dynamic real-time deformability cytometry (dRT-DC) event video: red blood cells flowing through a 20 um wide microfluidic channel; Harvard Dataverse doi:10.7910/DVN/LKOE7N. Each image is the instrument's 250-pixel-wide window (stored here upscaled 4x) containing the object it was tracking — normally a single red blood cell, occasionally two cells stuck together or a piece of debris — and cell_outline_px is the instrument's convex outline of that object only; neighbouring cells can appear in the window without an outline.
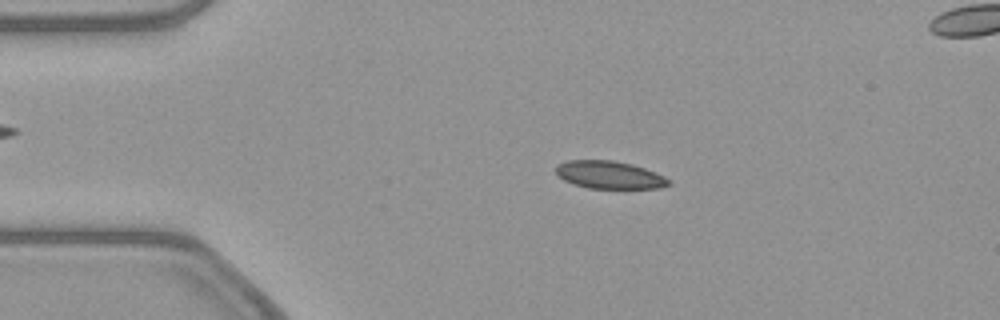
{"species": "common noctule bat (a hibernating species)", "species_latin": "Nyctalus noctula", "temperature_condition": "warm", "stored_images_in_passage": 53, "camera_frame_rate_fps": 3000, "um_per_image_px": 0.085, "animal": {"sex": "female", "body_mass_g": 21.9}, "frame": {"image": 1, "passage_image": 10, "time_ms": 3.0, "image_size_px": [1000, 320], "cell_outline_px": [[672, 184], [660, 188], [588, 188], [572, 184], [564, 180], [556, 172], [556, 164], [568, 160], [612, 160], [632, 164], [644, 168], [664, 176]], "centroid_in_image_um": [51.78, 14.86], "position_along_channel_um": 33.2, "area_um2": 18.15}}
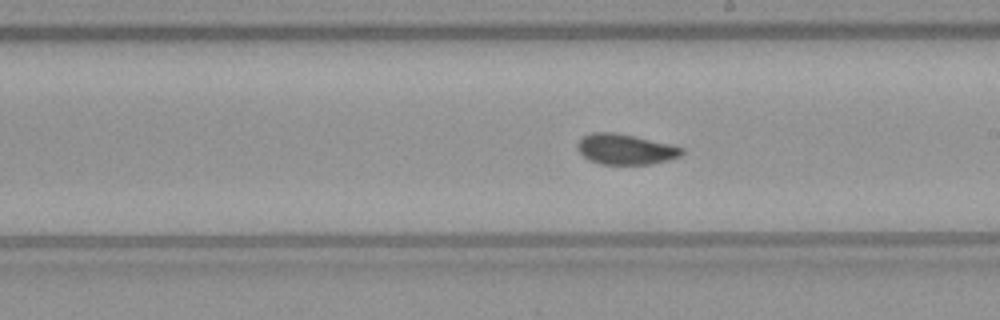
{"frame": {"image": 2, "passage_image": 29, "time_ms": 9.333, "image_size_px": [1000, 320], "cell_outline_px": [[684, 152], [680, 156], [668, 160], [648, 164], [600, 164], [588, 160], [576, 148], [576, 144], [584, 136], [592, 132], [616, 132], [636, 136], [672, 144], [684, 148]], "centroid_in_image_um": [53.17, 12.67], "position_along_channel_um": 235.8, "area_um2": 18.67}}
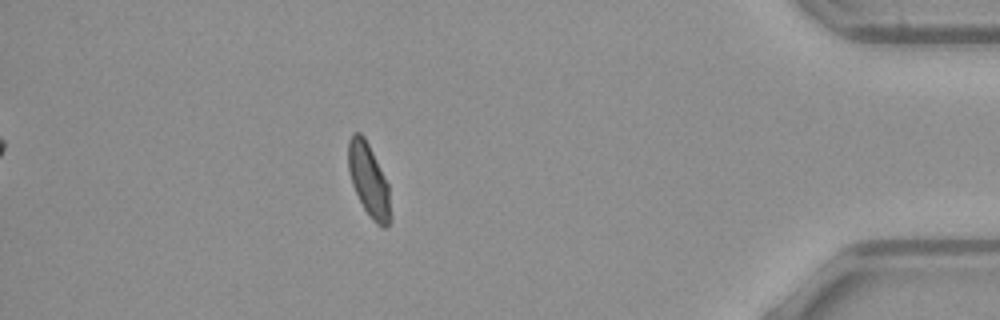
{"frame": {"image": 3, "passage_image": 46, "time_ms": 15.0, "image_size_px": [1000, 320], "cell_outline_px": [[392, 216], [388, 224], [384, 228], [376, 224], [372, 220], [364, 208], [352, 184], [348, 168], [348, 140], [352, 132], [360, 132], [364, 136], [388, 184]], "centroid_in_image_um": [31.34, 15.32], "position_along_channel_um": 403.9, "area_um2": 17.86}, "authors_computed_cell_mechanics": {"area_um2": 18.4382, "velocity_mm_per_s": 3.8508, "shape_relaxation_time_tau1_ms": 7.8896, "shape_relaxation_time_tau2_ms": 0.8401, "deformation_change_tau1": 0.1599, "deformation_change_tau2": 0.0449}}